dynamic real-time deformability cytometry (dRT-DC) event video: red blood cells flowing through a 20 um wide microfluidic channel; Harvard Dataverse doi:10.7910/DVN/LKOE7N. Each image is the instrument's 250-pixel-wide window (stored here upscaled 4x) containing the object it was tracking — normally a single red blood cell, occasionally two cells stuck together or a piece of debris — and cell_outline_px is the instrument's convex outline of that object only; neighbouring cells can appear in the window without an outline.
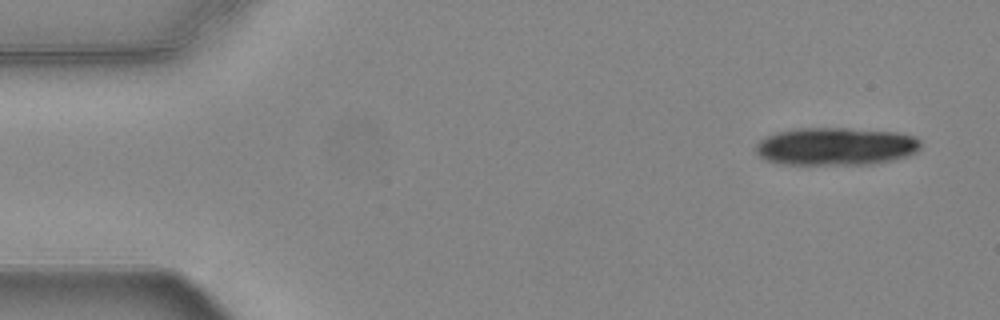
{"species": "common noctule bat (a hibernating species)", "species_latin": "Nyctalus noctula", "temperature_condition": "warm", "stored_images_in_passage": 13, "camera_frame_rate_fps": 3000, "um_per_image_px": 0.085, "animal": {"sex": "female", "body_mass_g": 24.6, "forearm_length_mm": 56.2}, "frame": {"image": 1, "passage_image": 1, "time_ms": 0.0, "image_size_px": [1000, 320], "cell_outline_px": [[920, 148], [916, 152], [908, 156], [892, 160], [872, 164], [780, 164], [764, 160], [756, 152], [756, 144], [760, 140], [776, 132], [796, 128], [848, 128], [896, 132], [916, 136], [920, 140]], "centroid_in_image_um": [71.05, 12.44], "position_along_channel_um": 14.0, "area_um2": 36.53}}